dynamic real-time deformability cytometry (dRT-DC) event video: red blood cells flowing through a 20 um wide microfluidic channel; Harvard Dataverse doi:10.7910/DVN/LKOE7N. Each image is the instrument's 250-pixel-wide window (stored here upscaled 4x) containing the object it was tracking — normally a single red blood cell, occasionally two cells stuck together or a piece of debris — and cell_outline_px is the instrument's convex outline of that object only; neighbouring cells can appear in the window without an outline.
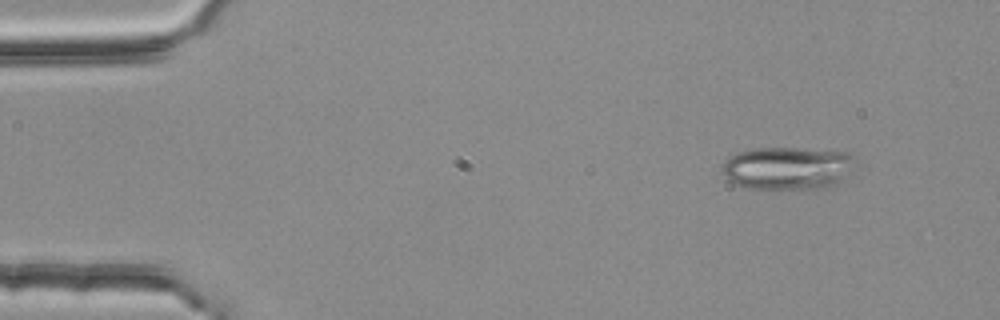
{"species": "common noctule bat (a hibernating species)", "species_latin": "Nyctalus noctula", "temperature_condition": "room temperature", "stored_images_in_passage": 4, "camera_frame_rate_fps": 3000, "um_per_image_px": 0.085, "animal": {"sex": "female", "body_mass_g": 25.1}, "frame": {"image": 1, "passage_image": 2, "time_ms": 0.333, "image_size_px": [1000, 320], "cell_outline_px": [[856, 156], [844, 176], [836, 184], [828, 188], [748, 188], [736, 184], [728, 180], [724, 172], [724, 160], [728, 156], [736, 152], [748, 148], [796, 148], [852, 152]], "centroid_in_image_um": [66.91, 14.26], "position_along_channel_um": 18.1, "area_um2": 33.0}}